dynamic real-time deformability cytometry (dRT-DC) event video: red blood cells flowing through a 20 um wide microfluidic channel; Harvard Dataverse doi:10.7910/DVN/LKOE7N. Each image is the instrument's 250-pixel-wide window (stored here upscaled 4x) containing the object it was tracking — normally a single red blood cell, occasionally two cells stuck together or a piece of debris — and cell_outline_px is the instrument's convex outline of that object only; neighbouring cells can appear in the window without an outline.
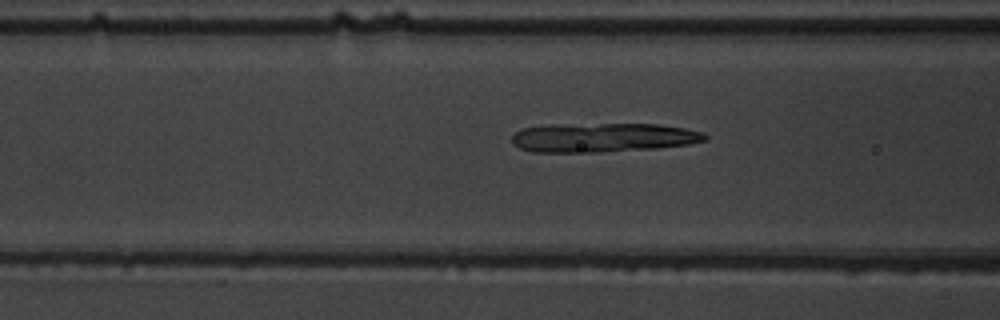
{"species": "common noctule bat (a hibernating species)", "species_latin": "Nyctalus noctula", "temperature_condition": "warm", "stored_images_in_passage": 49, "camera_frame_rate_fps": 3000, "um_per_image_px": 0.085, "animal": {"sex": "male", "body_mass_g": 19.5, "forearm_length_mm": 54.6}, "frame": {"image": 1, "passage_image": 17, "time_ms": 5.333, "image_size_px": [1000, 320], "cell_outline_px": [[708, 140], [688, 144], [656, 148], [596, 152], [532, 152], [520, 148], [512, 144], [512, 136], [520, 128], [552, 124], [660, 124], [684, 128], [704, 132], [708, 136]], "centroid_in_image_um": [51.24, 11.68], "position_along_channel_um": 115.4, "area_um2": 33.0}}
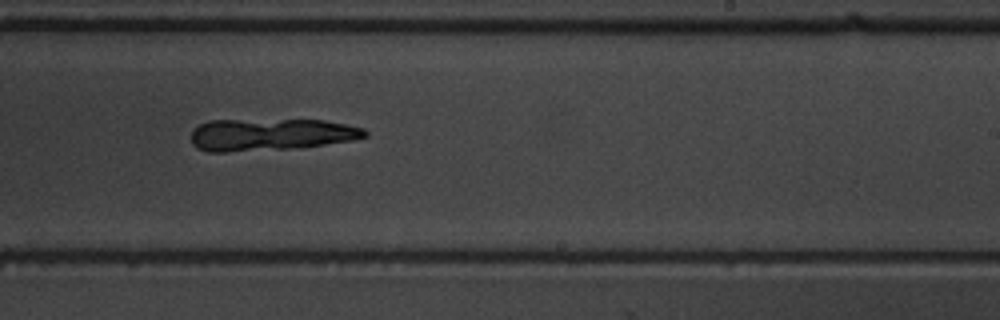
{"frame": {"image": 2, "passage_image": 29, "time_ms": 9.333, "image_size_px": [1000, 320], "cell_outline_px": [[368, 136], [352, 140], [324, 144], [288, 148], [228, 152], [208, 152], [196, 148], [192, 144], [192, 128], [208, 120], [324, 120], [364, 128], [368, 132]], "centroid_in_image_um": [22.95, 11.43], "position_along_channel_um": 266.0, "area_um2": 32.37}}
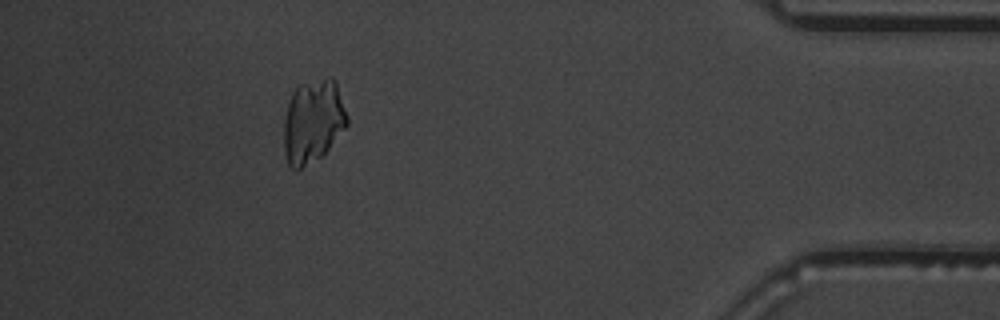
{"frame": {"image": 3, "passage_image": 44, "time_ms": 14.333, "image_size_px": [1000, 320], "cell_outline_px": [[348, 124], [328, 148], [320, 156], [296, 172], [288, 164], [284, 152], [284, 120], [288, 104], [292, 92], [300, 84], [328, 76], [332, 76], [336, 80], [348, 116]], "centroid_in_image_um": [26.61, 10.28], "position_along_channel_um": 408.6, "area_um2": 30.87}}